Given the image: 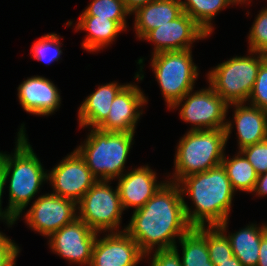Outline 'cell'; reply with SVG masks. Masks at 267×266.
<instances>
[{"instance_id": "obj_1", "label": "cell", "mask_w": 267, "mask_h": 266, "mask_svg": "<svg viewBox=\"0 0 267 266\" xmlns=\"http://www.w3.org/2000/svg\"><path fill=\"white\" fill-rule=\"evenodd\" d=\"M191 228L180 186L167 180L142 208L133 212L125 232L146 258L154 248V251L173 249L177 245L175 239L180 240Z\"/></svg>"}, {"instance_id": "obj_2", "label": "cell", "mask_w": 267, "mask_h": 266, "mask_svg": "<svg viewBox=\"0 0 267 266\" xmlns=\"http://www.w3.org/2000/svg\"><path fill=\"white\" fill-rule=\"evenodd\" d=\"M178 184L182 195L190 196L195 206L192 211L184 200L185 216L192 228L218 226L228 219L235 191L222 165L186 176Z\"/></svg>"}, {"instance_id": "obj_3", "label": "cell", "mask_w": 267, "mask_h": 266, "mask_svg": "<svg viewBox=\"0 0 267 266\" xmlns=\"http://www.w3.org/2000/svg\"><path fill=\"white\" fill-rule=\"evenodd\" d=\"M0 157L5 172V183L9 181L7 226H12L31 199L39 192L43 182L48 180V173L44 171L39 158L28 142L23 124L17 134L14 153L10 155L0 152Z\"/></svg>"}, {"instance_id": "obj_4", "label": "cell", "mask_w": 267, "mask_h": 266, "mask_svg": "<svg viewBox=\"0 0 267 266\" xmlns=\"http://www.w3.org/2000/svg\"><path fill=\"white\" fill-rule=\"evenodd\" d=\"M226 144L225 129L188 130L177 145L174 175L169 181L179 183L186 176L221 165Z\"/></svg>"}, {"instance_id": "obj_5", "label": "cell", "mask_w": 267, "mask_h": 266, "mask_svg": "<svg viewBox=\"0 0 267 266\" xmlns=\"http://www.w3.org/2000/svg\"><path fill=\"white\" fill-rule=\"evenodd\" d=\"M134 135L91 128L83 145L75 150L97 180L112 181L123 175Z\"/></svg>"}, {"instance_id": "obj_6", "label": "cell", "mask_w": 267, "mask_h": 266, "mask_svg": "<svg viewBox=\"0 0 267 266\" xmlns=\"http://www.w3.org/2000/svg\"><path fill=\"white\" fill-rule=\"evenodd\" d=\"M248 52L249 56H235L218 64L207 75L209 86L228 105L248 101L260 65L267 59L264 53Z\"/></svg>"}, {"instance_id": "obj_7", "label": "cell", "mask_w": 267, "mask_h": 266, "mask_svg": "<svg viewBox=\"0 0 267 266\" xmlns=\"http://www.w3.org/2000/svg\"><path fill=\"white\" fill-rule=\"evenodd\" d=\"M151 66L169 109L193 91L195 80L199 76L191 49L152 54Z\"/></svg>"}, {"instance_id": "obj_8", "label": "cell", "mask_w": 267, "mask_h": 266, "mask_svg": "<svg viewBox=\"0 0 267 266\" xmlns=\"http://www.w3.org/2000/svg\"><path fill=\"white\" fill-rule=\"evenodd\" d=\"M107 180H98L77 203V218L85 222L92 230L101 232L119 231L121 205L119 190L110 186ZM118 229V230H117Z\"/></svg>"}, {"instance_id": "obj_9", "label": "cell", "mask_w": 267, "mask_h": 266, "mask_svg": "<svg viewBox=\"0 0 267 266\" xmlns=\"http://www.w3.org/2000/svg\"><path fill=\"white\" fill-rule=\"evenodd\" d=\"M179 106H182L179 112L180 118L186 123L193 124L190 130L226 128L229 105L210 86L193 93L188 92L170 109Z\"/></svg>"}, {"instance_id": "obj_10", "label": "cell", "mask_w": 267, "mask_h": 266, "mask_svg": "<svg viewBox=\"0 0 267 266\" xmlns=\"http://www.w3.org/2000/svg\"><path fill=\"white\" fill-rule=\"evenodd\" d=\"M25 214L27 225L42 236L50 237L77 218V203L52 193L38 197Z\"/></svg>"}, {"instance_id": "obj_11", "label": "cell", "mask_w": 267, "mask_h": 266, "mask_svg": "<svg viewBox=\"0 0 267 266\" xmlns=\"http://www.w3.org/2000/svg\"><path fill=\"white\" fill-rule=\"evenodd\" d=\"M48 173V180L57 196L78 203L85 193L98 181L85 160L74 150Z\"/></svg>"}, {"instance_id": "obj_12", "label": "cell", "mask_w": 267, "mask_h": 266, "mask_svg": "<svg viewBox=\"0 0 267 266\" xmlns=\"http://www.w3.org/2000/svg\"><path fill=\"white\" fill-rule=\"evenodd\" d=\"M98 232L76 218L73 222L54 232L49 239L52 252L69 263L90 266L92 249Z\"/></svg>"}, {"instance_id": "obj_13", "label": "cell", "mask_w": 267, "mask_h": 266, "mask_svg": "<svg viewBox=\"0 0 267 266\" xmlns=\"http://www.w3.org/2000/svg\"><path fill=\"white\" fill-rule=\"evenodd\" d=\"M209 35L184 11L174 20L149 31L142 39L154 43L152 54L191 49L196 40Z\"/></svg>"}, {"instance_id": "obj_14", "label": "cell", "mask_w": 267, "mask_h": 266, "mask_svg": "<svg viewBox=\"0 0 267 266\" xmlns=\"http://www.w3.org/2000/svg\"><path fill=\"white\" fill-rule=\"evenodd\" d=\"M147 97L136 84H126L115 96L107 119L100 130L118 133H135L136 125L147 104Z\"/></svg>"}, {"instance_id": "obj_15", "label": "cell", "mask_w": 267, "mask_h": 266, "mask_svg": "<svg viewBox=\"0 0 267 266\" xmlns=\"http://www.w3.org/2000/svg\"><path fill=\"white\" fill-rule=\"evenodd\" d=\"M95 239L90 266H137L145 258L137 243L125 232H110Z\"/></svg>"}, {"instance_id": "obj_16", "label": "cell", "mask_w": 267, "mask_h": 266, "mask_svg": "<svg viewBox=\"0 0 267 266\" xmlns=\"http://www.w3.org/2000/svg\"><path fill=\"white\" fill-rule=\"evenodd\" d=\"M156 172L148 165L130 170L118 179V190L123 210L134 208V211L142 208L145 203L166 182H157Z\"/></svg>"}, {"instance_id": "obj_17", "label": "cell", "mask_w": 267, "mask_h": 266, "mask_svg": "<svg viewBox=\"0 0 267 266\" xmlns=\"http://www.w3.org/2000/svg\"><path fill=\"white\" fill-rule=\"evenodd\" d=\"M17 90L19 103L30 114L48 116L60 107V92L54 83L45 77L37 75L27 78Z\"/></svg>"}, {"instance_id": "obj_18", "label": "cell", "mask_w": 267, "mask_h": 266, "mask_svg": "<svg viewBox=\"0 0 267 266\" xmlns=\"http://www.w3.org/2000/svg\"><path fill=\"white\" fill-rule=\"evenodd\" d=\"M245 104V105H244ZM249 105V106H248ZM246 103H234V123L227 121L226 135L229 139L233 125H236L239 150L267 139V112Z\"/></svg>"}, {"instance_id": "obj_19", "label": "cell", "mask_w": 267, "mask_h": 266, "mask_svg": "<svg viewBox=\"0 0 267 266\" xmlns=\"http://www.w3.org/2000/svg\"><path fill=\"white\" fill-rule=\"evenodd\" d=\"M125 85L110 82L98 86L87 96L78 109L79 127L98 128L107 119L115 96Z\"/></svg>"}, {"instance_id": "obj_20", "label": "cell", "mask_w": 267, "mask_h": 266, "mask_svg": "<svg viewBox=\"0 0 267 266\" xmlns=\"http://www.w3.org/2000/svg\"><path fill=\"white\" fill-rule=\"evenodd\" d=\"M180 0H154L137 8L134 14L136 36L142 39L149 31L177 18L181 13Z\"/></svg>"}, {"instance_id": "obj_21", "label": "cell", "mask_w": 267, "mask_h": 266, "mask_svg": "<svg viewBox=\"0 0 267 266\" xmlns=\"http://www.w3.org/2000/svg\"><path fill=\"white\" fill-rule=\"evenodd\" d=\"M75 30L88 31L82 47L90 52L99 51L112 44L117 35L124 31L116 21L98 16H80Z\"/></svg>"}, {"instance_id": "obj_22", "label": "cell", "mask_w": 267, "mask_h": 266, "mask_svg": "<svg viewBox=\"0 0 267 266\" xmlns=\"http://www.w3.org/2000/svg\"><path fill=\"white\" fill-rule=\"evenodd\" d=\"M267 232V224L257 226L252 223L236 233L228 234L227 238L233 255L243 266H256L259 260V247L262 236Z\"/></svg>"}, {"instance_id": "obj_23", "label": "cell", "mask_w": 267, "mask_h": 266, "mask_svg": "<svg viewBox=\"0 0 267 266\" xmlns=\"http://www.w3.org/2000/svg\"><path fill=\"white\" fill-rule=\"evenodd\" d=\"M221 165L225 169L231 186L235 192L238 190L247 193L253 192L258 174L255 172L251 163L240 151H238L236 156L230 159L226 158L225 155Z\"/></svg>"}, {"instance_id": "obj_24", "label": "cell", "mask_w": 267, "mask_h": 266, "mask_svg": "<svg viewBox=\"0 0 267 266\" xmlns=\"http://www.w3.org/2000/svg\"><path fill=\"white\" fill-rule=\"evenodd\" d=\"M218 226H201L195 229L206 239L210 260L215 266L233 257L230 241L227 238L228 221Z\"/></svg>"}, {"instance_id": "obj_25", "label": "cell", "mask_w": 267, "mask_h": 266, "mask_svg": "<svg viewBox=\"0 0 267 266\" xmlns=\"http://www.w3.org/2000/svg\"><path fill=\"white\" fill-rule=\"evenodd\" d=\"M182 250V266H215L210 260L206 239L191 228L179 240Z\"/></svg>"}, {"instance_id": "obj_26", "label": "cell", "mask_w": 267, "mask_h": 266, "mask_svg": "<svg viewBox=\"0 0 267 266\" xmlns=\"http://www.w3.org/2000/svg\"><path fill=\"white\" fill-rule=\"evenodd\" d=\"M182 10L187 13L207 34L213 31L212 19L218 12L232 5L230 0H180Z\"/></svg>"}, {"instance_id": "obj_27", "label": "cell", "mask_w": 267, "mask_h": 266, "mask_svg": "<svg viewBox=\"0 0 267 266\" xmlns=\"http://www.w3.org/2000/svg\"><path fill=\"white\" fill-rule=\"evenodd\" d=\"M131 13L123 0H92L80 16H98L116 21L124 30L127 28L126 17Z\"/></svg>"}, {"instance_id": "obj_28", "label": "cell", "mask_w": 267, "mask_h": 266, "mask_svg": "<svg viewBox=\"0 0 267 266\" xmlns=\"http://www.w3.org/2000/svg\"><path fill=\"white\" fill-rule=\"evenodd\" d=\"M60 36L55 33H48L41 36L31 47L32 57L38 61L49 64L58 61L62 54Z\"/></svg>"}, {"instance_id": "obj_29", "label": "cell", "mask_w": 267, "mask_h": 266, "mask_svg": "<svg viewBox=\"0 0 267 266\" xmlns=\"http://www.w3.org/2000/svg\"><path fill=\"white\" fill-rule=\"evenodd\" d=\"M249 51L267 55V8H263L255 18L248 34Z\"/></svg>"}, {"instance_id": "obj_30", "label": "cell", "mask_w": 267, "mask_h": 266, "mask_svg": "<svg viewBox=\"0 0 267 266\" xmlns=\"http://www.w3.org/2000/svg\"><path fill=\"white\" fill-rule=\"evenodd\" d=\"M248 101L250 105L267 112V59L260 65Z\"/></svg>"}, {"instance_id": "obj_31", "label": "cell", "mask_w": 267, "mask_h": 266, "mask_svg": "<svg viewBox=\"0 0 267 266\" xmlns=\"http://www.w3.org/2000/svg\"><path fill=\"white\" fill-rule=\"evenodd\" d=\"M259 175L267 172V139L239 150Z\"/></svg>"}, {"instance_id": "obj_32", "label": "cell", "mask_w": 267, "mask_h": 266, "mask_svg": "<svg viewBox=\"0 0 267 266\" xmlns=\"http://www.w3.org/2000/svg\"><path fill=\"white\" fill-rule=\"evenodd\" d=\"M19 252L17 244L0 232V266H15Z\"/></svg>"}, {"instance_id": "obj_33", "label": "cell", "mask_w": 267, "mask_h": 266, "mask_svg": "<svg viewBox=\"0 0 267 266\" xmlns=\"http://www.w3.org/2000/svg\"><path fill=\"white\" fill-rule=\"evenodd\" d=\"M150 258L151 266H182L177 245L169 250H156Z\"/></svg>"}, {"instance_id": "obj_34", "label": "cell", "mask_w": 267, "mask_h": 266, "mask_svg": "<svg viewBox=\"0 0 267 266\" xmlns=\"http://www.w3.org/2000/svg\"><path fill=\"white\" fill-rule=\"evenodd\" d=\"M253 192L257 196H267V172L258 175Z\"/></svg>"}, {"instance_id": "obj_35", "label": "cell", "mask_w": 267, "mask_h": 266, "mask_svg": "<svg viewBox=\"0 0 267 266\" xmlns=\"http://www.w3.org/2000/svg\"><path fill=\"white\" fill-rule=\"evenodd\" d=\"M5 172H4V167H3V162L2 158L0 157V219L5 220V223H7V210L4 209L2 211V194L5 186Z\"/></svg>"}, {"instance_id": "obj_36", "label": "cell", "mask_w": 267, "mask_h": 266, "mask_svg": "<svg viewBox=\"0 0 267 266\" xmlns=\"http://www.w3.org/2000/svg\"><path fill=\"white\" fill-rule=\"evenodd\" d=\"M256 266H267V232L262 236L259 247V260Z\"/></svg>"}, {"instance_id": "obj_37", "label": "cell", "mask_w": 267, "mask_h": 266, "mask_svg": "<svg viewBox=\"0 0 267 266\" xmlns=\"http://www.w3.org/2000/svg\"><path fill=\"white\" fill-rule=\"evenodd\" d=\"M151 1L154 0H123L126 9L130 13L134 12L137 8L146 5Z\"/></svg>"}, {"instance_id": "obj_38", "label": "cell", "mask_w": 267, "mask_h": 266, "mask_svg": "<svg viewBox=\"0 0 267 266\" xmlns=\"http://www.w3.org/2000/svg\"><path fill=\"white\" fill-rule=\"evenodd\" d=\"M217 266H243L242 263L235 257H231L229 260L219 262Z\"/></svg>"}, {"instance_id": "obj_39", "label": "cell", "mask_w": 267, "mask_h": 266, "mask_svg": "<svg viewBox=\"0 0 267 266\" xmlns=\"http://www.w3.org/2000/svg\"><path fill=\"white\" fill-rule=\"evenodd\" d=\"M246 1L248 2V0H230L231 4H247Z\"/></svg>"}]
</instances>
